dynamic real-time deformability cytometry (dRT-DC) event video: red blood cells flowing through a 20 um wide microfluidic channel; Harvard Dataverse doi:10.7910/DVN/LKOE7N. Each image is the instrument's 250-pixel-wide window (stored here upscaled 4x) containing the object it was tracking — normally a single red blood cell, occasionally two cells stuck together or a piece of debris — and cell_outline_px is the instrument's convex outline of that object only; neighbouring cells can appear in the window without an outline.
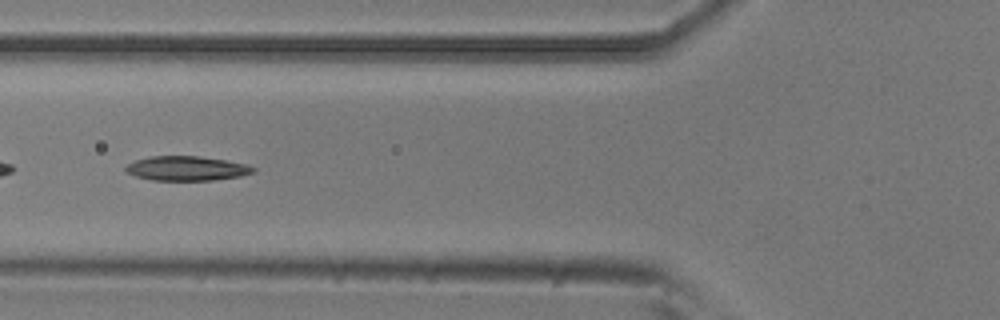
{"species": "common noctule bat (a hibernating species)", "species_latin": "Nyctalus noctula", "temperature_condition": "room temperature", "stored_images_in_passage": 53, "camera_frame_rate_fps": 3000, "um_per_image_px": 0.085, "animal": {"sex": "male", "body_mass_g": 20.5, "forearm_length_mm": 52.5}, "frame": {"image": 1, "passage_image": 20, "time_ms": 6.333, "image_size_px": [1000, 320], "cell_outline_px": [[256, 172], [240, 176], [212, 180], [152, 180], [136, 176], [124, 172], [124, 168], [128, 164], [136, 160], [152, 156], [200, 156], [248, 164], [256, 168]], "centroid_in_image_um": [15.88, 14.31], "position_along_channel_um": 109.9, "area_um2": 18.21}}
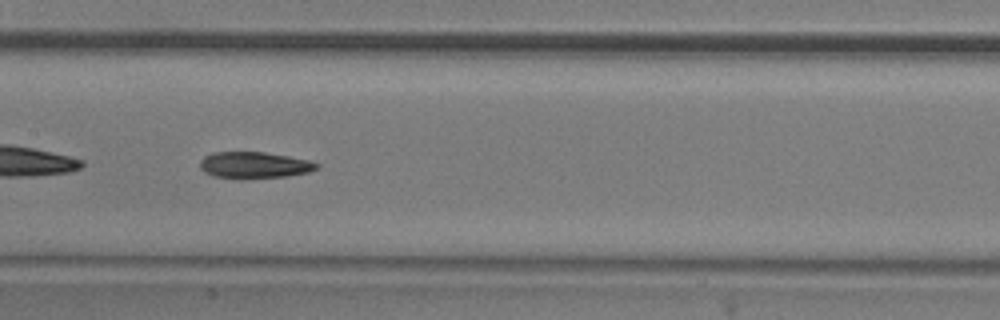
{"frame": {"image": 2, "passage_image": 26, "time_ms": 8.333, "image_size_px": [1000, 320], "cell_outline_px": [[320, 168], [308, 172], [284, 176], [212, 176], [204, 172], [200, 168], [200, 160], [204, 156], [212, 152], [264, 152], [288, 156], [308, 160], [320, 164]], "centroid_in_image_um": [21.62, 13.98], "position_along_channel_um": 185.8, "area_um2": 17.28}}
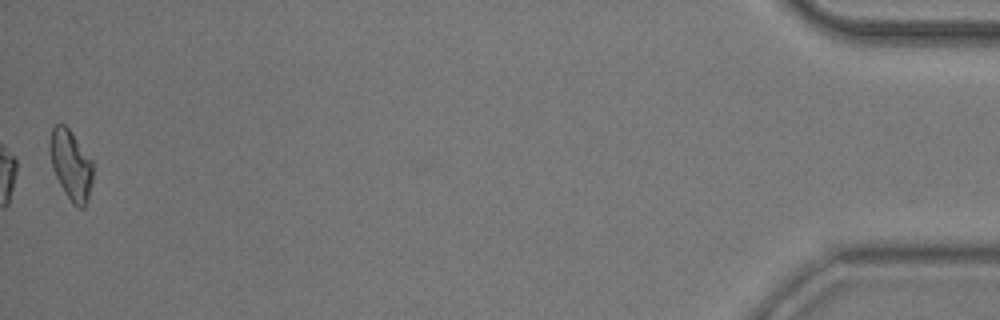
{"frame": {"image": 3, "passage_image": 53, "time_ms": 17.333, "image_size_px": [1000, 320], "cell_outline_px": [[92, 184], [84, 208], [76, 208], [72, 204], [64, 192], [52, 168], [48, 144], [52, 128], [56, 124], [64, 124], [72, 132], [92, 160]], "centroid_in_image_um": [6.01, 14.02], "position_along_channel_um": 429.2, "area_um2": 17.63}, "authors_computed_cell_mechanics": {"area_um2": 18.3804, "velocity_mm_per_s": 3.7599, "shape_relaxation_time_tau1_ms": 4.6637, "shape_relaxation_time_tau2_ms": null, "deformation_change_tau1": 0.1484, "deformation_change_tau2": null}}